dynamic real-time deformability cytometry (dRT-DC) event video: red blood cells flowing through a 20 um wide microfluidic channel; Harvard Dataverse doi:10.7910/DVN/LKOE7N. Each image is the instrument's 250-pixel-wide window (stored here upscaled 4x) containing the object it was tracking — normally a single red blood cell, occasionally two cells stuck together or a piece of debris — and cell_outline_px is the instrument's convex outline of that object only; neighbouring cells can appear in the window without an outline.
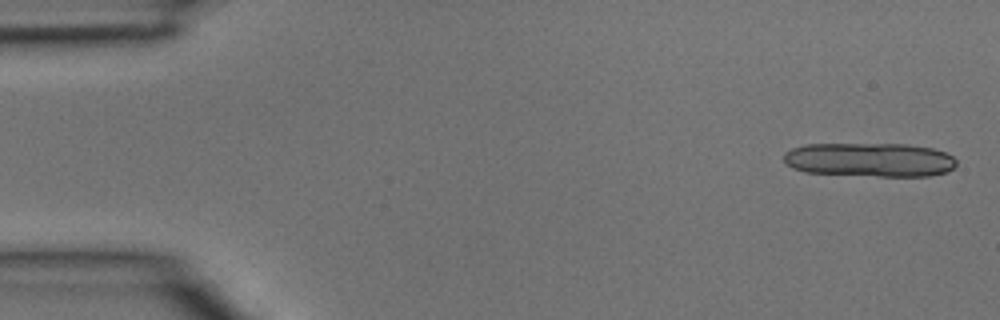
{"species": "common noctule bat (a hibernating species)", "species_latin": "Nyctalus noctula", "temperature_condition": "room temperature", "stored_images_in_passage": 4, "segment_of_instrument_passage": [1, 2], "camera_frame_rate_fps": 3000, "um_per_image_px": 0.085, "animal": {"sex": "male", "body_mass_g": 15.6}, "frame": {"image": 1, "passage_image": 1, "time_ms": 0.0, "image_size_px": [1000, 320], "cell_outline_px": [[956, 164], [948, 172], [928, 176], [880, 176], [804, 172], [792, 168], [784, 160], [784, 152], [792, 148], [804, 144], [904, 144], [932, 148], [944, 152], [952, 156], [956, 160]], "centroid_in_image_um": [73.92, 13.58], "position_along_channel_um": 11.1, "area_um2": 34.28}}